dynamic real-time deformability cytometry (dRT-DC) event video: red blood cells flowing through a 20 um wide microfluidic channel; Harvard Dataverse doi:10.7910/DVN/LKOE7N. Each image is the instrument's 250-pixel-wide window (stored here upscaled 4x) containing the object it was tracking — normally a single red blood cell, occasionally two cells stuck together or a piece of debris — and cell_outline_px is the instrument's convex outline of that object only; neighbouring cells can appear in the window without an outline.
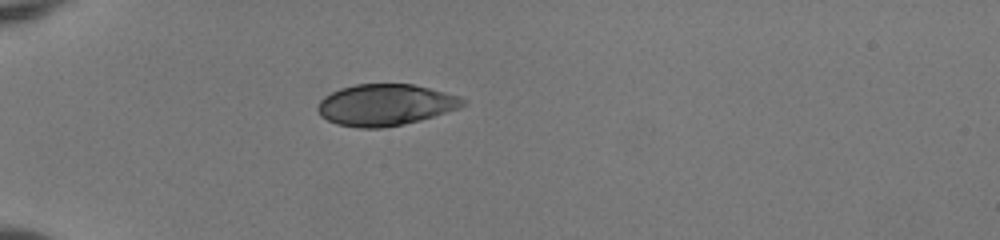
{"species": "human", "species_latin": "Homo sapiens", "temperature_condition": "room temperature", "stored_images_in_passage": 37, "camera_frame_rate_fps": 3000, "um_per_image_px": 0.085, "donor": {"sex": "female"}, "frame": {"image": 1, "passage_image": 1, "time_ms": 0.0, "image_size_px": [1000, 240], "cell_outline_px": [[464, 104], [460, 108], [420, 120], [404, 124], [384, 128], [356, 128], [336, 124], [320, 116], [316, 108], [320, 100], [324, 96], [340, 88], [356, 84], [412, 84], [460, 96], [464, 100]], "centroid_in_image_um": [32.72, 8.92], "position_along_channel_um": 52.3, "area_um2": 35.08}}
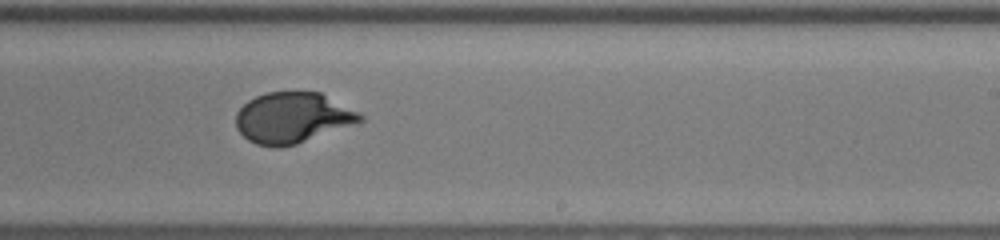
{"frame": {"image": 2, "passage_image": 19, "time_ms": 6.0, "image_size_px": [1000, 240], "cell_outline_px": [[364, 120], [296, 144], [280, 148], [276, 148], [256, 144], [248, 140], [236, 128], [236, 112], [248, 100], [256, 96], [268, 92], [320, 92], [360, 112], [364, 116]], "centroid_in_image_um": [24.85, 10.01], "position_along_channel_um": 264.2, "area_um2": 36.59}}
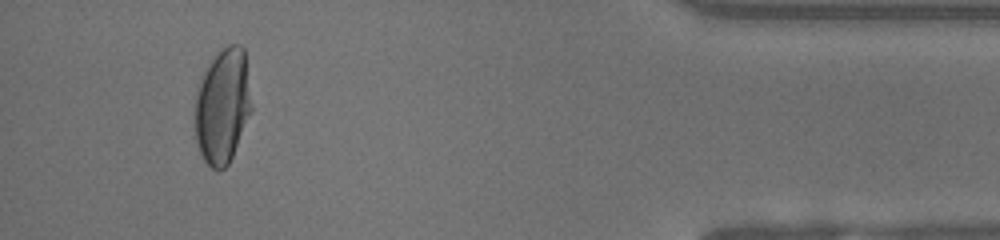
{"frame": {"image": 3, "passage_image": 34, "time_ms": 11.0, "image_size_px": [1000, 240], "cell_outline_px": [[252, 108], [232, 156], [228, 164], [224, 168], [212, 168], [204, 160], [200, 152], [196, 140], [196, 88], [208, 64], [216, 52], [228, 44], [240, 44], [244, 48], [252, 104]], "centroid_in_image_um": [18.92, 8.95], "position_along_channel_um": 416.3, "area_um2": 37.63}, "authors_computed_cell_mechanics": {"area_um2": 36.8764, "velocity_mm_per_s": 3.9819, "shape_relaxation_time_tau1_ms": 4.1587, "shape_relaxation_time_tau2_ms": null, "deformation_change_tau1": 0.2187, "deformation_change_tau2": null}}